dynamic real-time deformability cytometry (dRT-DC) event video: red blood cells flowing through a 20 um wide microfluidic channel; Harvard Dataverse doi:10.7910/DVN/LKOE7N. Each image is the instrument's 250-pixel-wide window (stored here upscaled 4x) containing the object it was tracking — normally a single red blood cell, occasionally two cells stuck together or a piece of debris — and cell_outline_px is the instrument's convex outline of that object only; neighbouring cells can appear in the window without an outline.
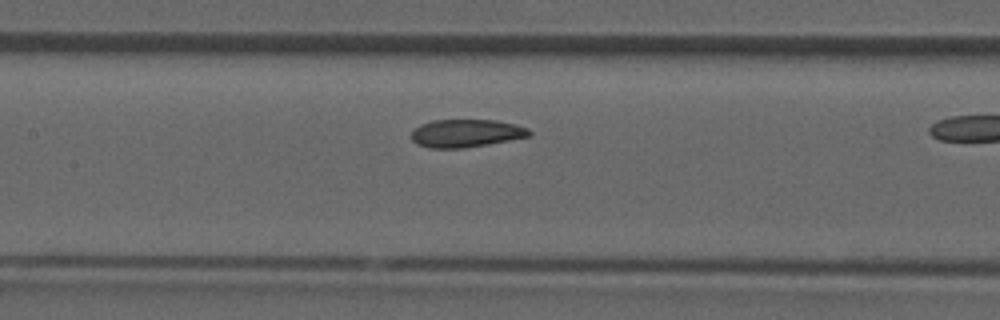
{"species": "common noctule bat (a hibernating species)", "species_latin": "Nyctalus noctula", "temperature_condition": "room temperature", "stored_images_in_passage": 33, "camera_frame_rate_fps": 3000, "um_per_image_px": 0.085, "animal": {"sex": "male", "forearm_length_mm": 52.5}, "frame": {"image": 1, "passage_image": 19, "time_ms": 6.0, "image_size_px": [1000, 320], "cell_outline_px": [[532, 136], [488, 144], [464, 148], [428, 148], [416, 144], [412, 140], [412, 132], [420, 124], [432, 120], [496, 120], [516, 124], [528, 128], [532, 132]], "centroid_in_image_um": [39.64, 11.33], "position_along_channel_um": 167.8, "area_um2": 19.31}}